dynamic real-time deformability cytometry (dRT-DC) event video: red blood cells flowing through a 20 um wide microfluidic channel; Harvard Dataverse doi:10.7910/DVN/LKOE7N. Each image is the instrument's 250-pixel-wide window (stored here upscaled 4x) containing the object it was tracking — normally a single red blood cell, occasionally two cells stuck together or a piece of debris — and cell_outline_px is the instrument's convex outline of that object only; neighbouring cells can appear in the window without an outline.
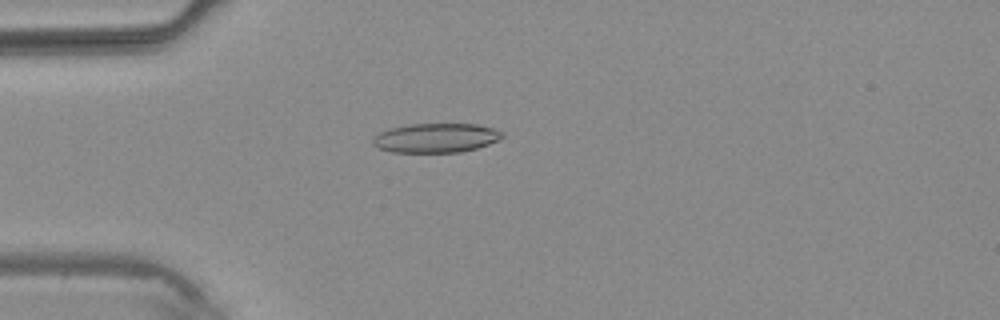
{"species": "common noctule bat (a hibernating species)", "species_latin": "Nyctalus noctula", "temperature_condition": "warm", "stored_images_in_passage": 3, "camera_frame_rate_fps": 3000, "um_per_image_px": 0.085, "animal": {"sex": "male", "body_mass_g": 20.4}, "frame": {"image": 1, "passage_image": 3, "time_ms": 3.0, "image_size_px": [1000, 320], "cell_outline_px": [[504, 136], [500, 140], [476, 148], [460, 152], [392, 152], [376, 148], [372, 144], [372, 140], [380, 132], [392, 128], [408, 124], [476, 124], [492, 128], [504, 132]], "centroid_in_image_um": [37.06, 11.72], "position_along_channel_um": 47.9, "area_um2": 22.08}}